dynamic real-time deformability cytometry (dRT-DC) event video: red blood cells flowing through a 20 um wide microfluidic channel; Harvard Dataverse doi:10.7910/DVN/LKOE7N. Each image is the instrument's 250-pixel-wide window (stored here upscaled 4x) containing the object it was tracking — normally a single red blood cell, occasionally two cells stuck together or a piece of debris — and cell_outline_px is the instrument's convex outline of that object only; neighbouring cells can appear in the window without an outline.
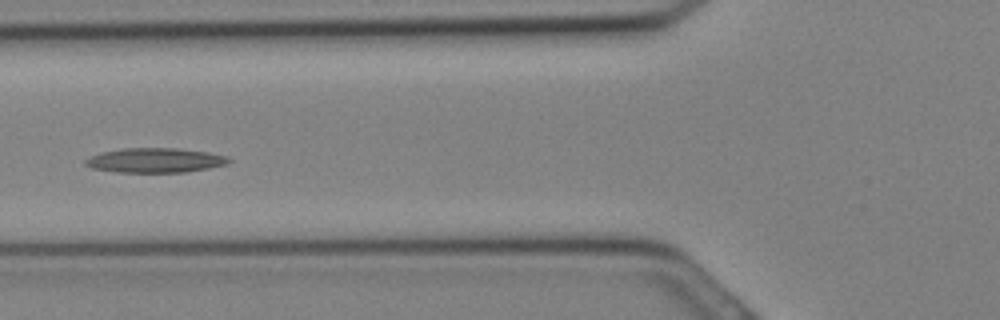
{"species": "Egyptian fruit bat (a non-hibernating species)", "species_latin": "Rousettus aegyptiacus", "temperature_condition": "cold", "stored_images_in_passage": 18, "camera_frame_rate_fps": 3000, "um_per_image_px": 0.085, "animal": {"sex": "female"}, "frame": {"image": 1, "passage_image": 11, "time_ms": 3.333, "image_size_px": [1000, 320], "cell_outline_px": [[232, 160], [228, 164], [208, 168], [184, 172], [116, 172], [92, 168], [84, 164], [84, 160], [100, 152], [124, 148], [176, 148], [208, 152], [228, 156]], "centroid_in_image_um": [13.2, 13.62], "position_along_channel_um": 112.6, "area_um2": 20.58}}
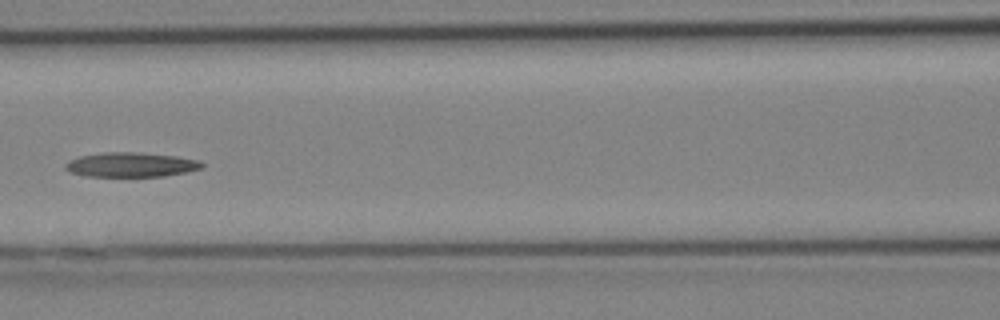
{"frame": {"image": 2, "passage_image": 13, "time_ms": 4.0, "image_size_px": [1000, 320], "cell_outline_px": [[204, 168], [188, 172], [164, 176], [84, 176], [72, 172], [64, 168], [64, 164], [68, 160], [80, 156], [104, 152], [136, 152], [176, 156], [200, 160], [204, 164]], "centroid_in_image_um": [11.16, 14.0], "position_along_channel_um": 155.4, "area_um2": 19.65}}